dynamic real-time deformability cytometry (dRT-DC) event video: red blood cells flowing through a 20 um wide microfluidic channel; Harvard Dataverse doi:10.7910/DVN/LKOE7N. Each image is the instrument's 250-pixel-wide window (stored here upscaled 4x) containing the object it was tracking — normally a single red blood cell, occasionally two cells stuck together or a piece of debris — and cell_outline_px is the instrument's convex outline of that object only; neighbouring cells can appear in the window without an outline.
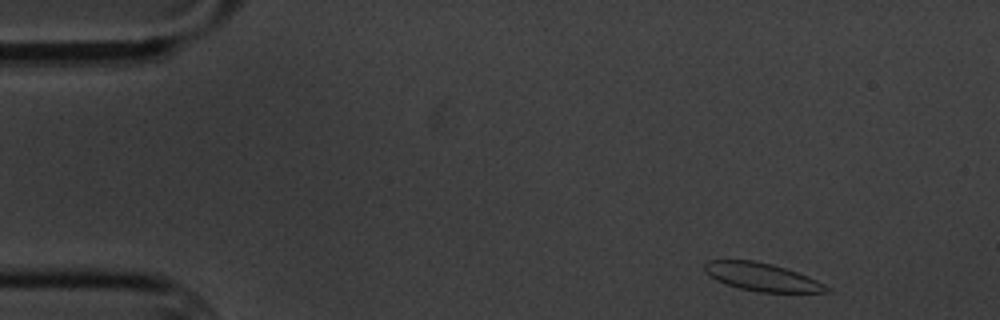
{"species": "common noctule bat (a hibernating species)", "species_latin": "Nyctalus noctula", "temperature_condition": "cold", "stored_images_in_passage": 5, "camera_frame_rate_fps": 3000, "um_per_image_px": 0.085, "animal": {"sex": "male", "body_mass_g": 20.1, "forearm_length_mm": 53.5}, "frame": {"image": 1, "passage_image": 1, "time_ms": 0.0, "image_size_px": [1000, 320], "cell_outline_px": [[832, 292], [760, 292], [740, 288], [716, 280], [704, 268], [704, 264], [708, 260], [752, 260], [772, 264], [808, 276], [824, 284]], "centroid_in_image_um": [64.77, 23.54], "position_along_channel_um": 20.2, "area_um2": 19.48}}
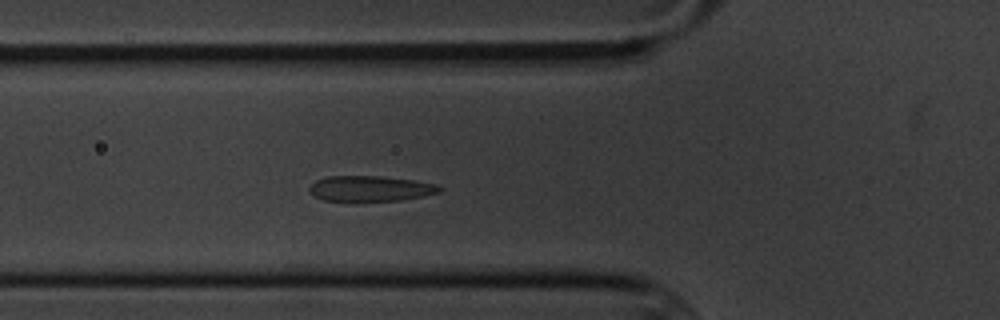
{"frame": {"image": 2, "passage_image": 5, "time_ms": 4.667, "image_size_px": [1000, 320], "cell_outline_px": [[444, 188], [440, 192], [424, 196], [400, 200], [324, 200], [316, 196], [308, 188], [316, 180], [328, 176], [380, 176], [416, 180], [436, 184]], "centroid_in_image_um": [31.55, 16.01], "position_along_channel_um": 94.3, "area_um2": 19.07}}